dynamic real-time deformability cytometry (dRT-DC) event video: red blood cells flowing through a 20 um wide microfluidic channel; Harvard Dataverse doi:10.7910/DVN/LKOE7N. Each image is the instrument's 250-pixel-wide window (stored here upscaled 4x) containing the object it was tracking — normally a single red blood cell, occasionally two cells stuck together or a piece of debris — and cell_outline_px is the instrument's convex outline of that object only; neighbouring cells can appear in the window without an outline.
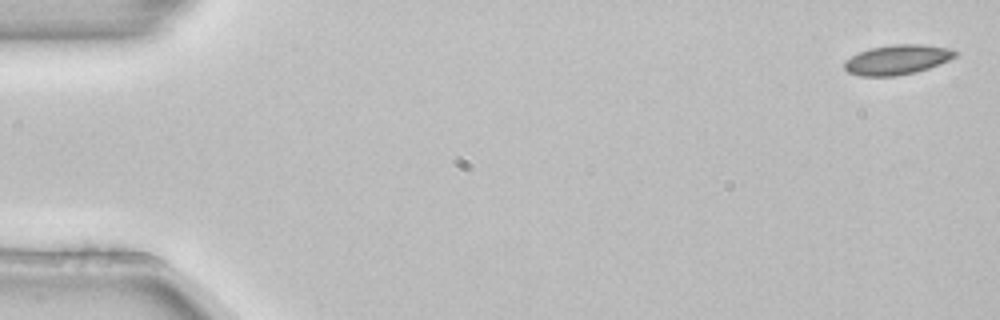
{"species": "common noctule bat (a hibernating species)", "species_latin": "Nyctalus noctula", "temperature_condition": "room temperature", "stored_images_in_passage": 5, "camera_frame_rate_fps": 3000, "um_per_image_px": 0.085, "animal": {"sex": "female", "body_mass_g": 22.7, "forearm_length_mm": 54.2}, "frame": {"image": 1, "passage_image": 1, "time_ms": 0.0, "image_size_px": [1000, 320], "cell_outline_px": [[956, 56], [940, 64], [916, 72], [896, 76], [860, 76], [848, 72], [844, 68], [844, 60], [860, 52], [872, 48], [896, 44], [920, 44], [948, 48], [956, 52]], "centroid_in_image_um": [76.24, 5.08], "position_along_channel_um": 8.8, "area_um2": 19.02}}
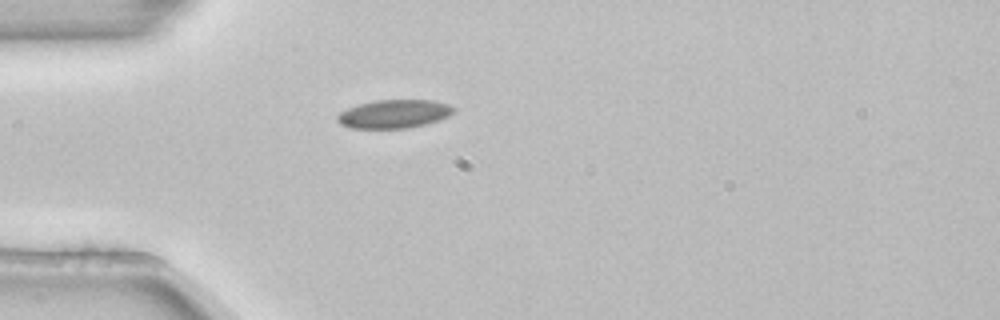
{"frame": {"image": 2, "passage_image": 5, "time_ms": 1.333, "image_size_px": [1000, 320], "cell_outline_px": [[456, 112], [448, 116], [424, 124], [408, 128], [352, 128], [340, 124], [336, 120], [336, 116], [340, 112], [348, 108], [360, 104], [376, 100], [432, 100], [448, 104], [456, 108]], "centroid_in_image_um": [33.5, 9.68], "position_along_channel_um": 51.5, "area_um2": 19.19}}